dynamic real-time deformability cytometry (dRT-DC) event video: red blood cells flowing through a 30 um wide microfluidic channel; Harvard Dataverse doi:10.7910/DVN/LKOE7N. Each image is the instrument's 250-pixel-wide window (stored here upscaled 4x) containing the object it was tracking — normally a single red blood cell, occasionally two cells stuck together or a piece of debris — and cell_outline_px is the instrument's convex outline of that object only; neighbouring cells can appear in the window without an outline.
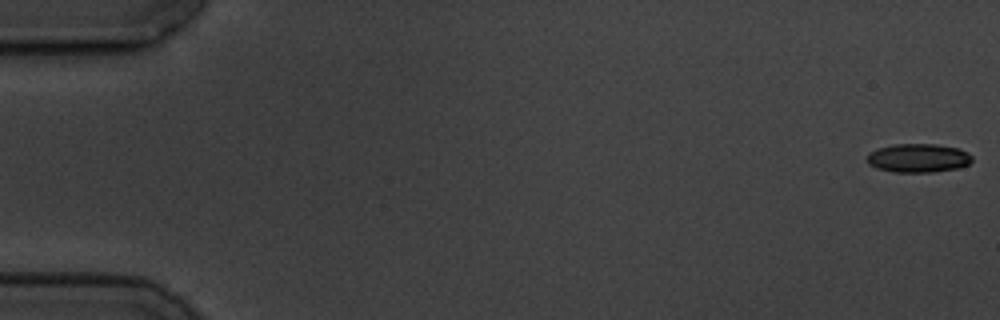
{"species": "common noctule bat (a hibernating species)", "species_latin": "Nyctalus noctula", "temperature_condition": "cold", "stored_images_in_passage": 6, "camera_frame_rate_fps": 3000, "um_per_image_px": 0.085, "animal": {"sex": "male", "body_mass_g": 19.5, "forearm_length_mm": 54.6}, "frame": {"image": 1, "passage_image": 1, "time_ms": 0.0, "image_size_px": [1000, 320], "cell_outline_px": [[972, 160], [968, 164], [956, 168], [936, 172], [892, 172], [876, 168], [868, 164], [868, 152], [876, 148], [892, 144], [936, 144], [960, 148], [968, 152], [972, 156]], "centroid_in_image_um": [78.03, 13.42], "position_along_channel_um": 7.0, "area_um2": 17.8}}
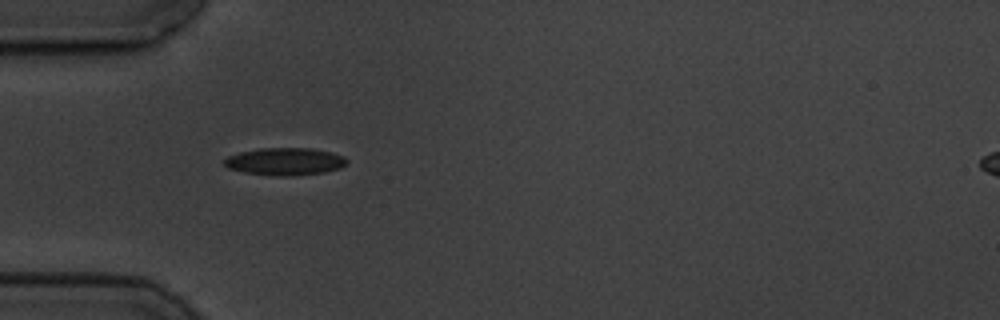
{"frame": {"image": 2, "passage_image": 5, "time_ms": 5.667, "image_size_px": [1000, 320], "cell_outline_px": [[348, 164], [340, 168], [324, 172], [288, 176], [276, 176], [244, 172], [228, 168], [224, 164], [224, 160], [228, 156], [240, 152], [260, 148], [312, 148], [332, 152], [344, 156], [348, 160]], "centroid_in_image_um": [24.26, 13.72], "position_along_channel_um": 60.7, "area_um2": 19.65}}
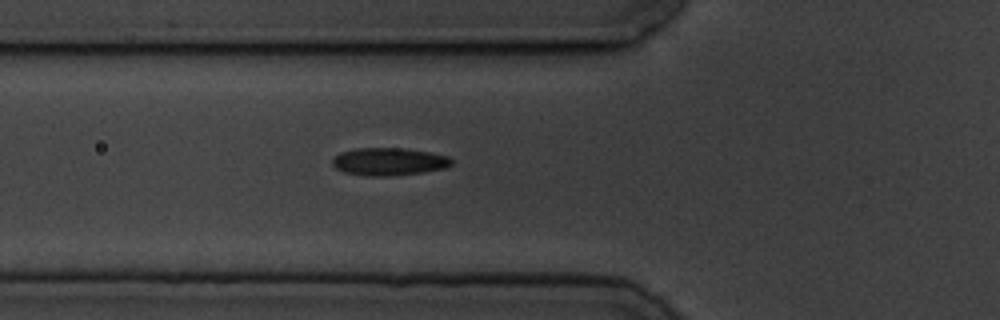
{"frame": {"image": 3, "passage_image": 6, "time_ms": 6.667, "image_size_px": [1000, 320], "cell_outline_px": [[452, 164], [444, 168], [420, 172], [392, 176], [364, 176], [344, 172], [336, 168], [332, 164], [332, 160], [340, 152], [356, 148], [404, 148], [428, 152], [448, 156], [452, 160]], "centroid_in_image_um": [33.02, 13.74], "position_along_channel_um": 92.8, "area_um2": 19.13}}